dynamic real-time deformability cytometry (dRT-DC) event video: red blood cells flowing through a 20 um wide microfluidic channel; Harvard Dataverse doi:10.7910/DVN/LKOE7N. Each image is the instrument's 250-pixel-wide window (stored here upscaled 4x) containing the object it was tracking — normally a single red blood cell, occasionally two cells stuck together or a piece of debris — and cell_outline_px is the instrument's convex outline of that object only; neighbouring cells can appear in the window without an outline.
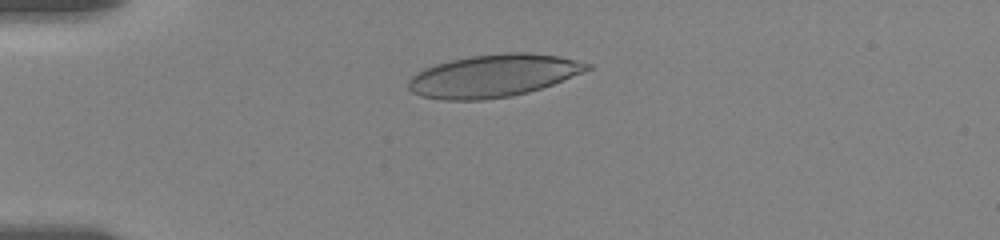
{"species": "human", "species_latin": "Homo sapiens", "temperature_condition": "room temperature", "stored_images_in_passage": 37, "camera_frame_rate_fps": 3000, "um_per_image_px": 0.085, "donor": {"sex": "female"}, "frame": {"image": 1, "passage_image": 16, "time_ms": 3.667, "image_size_px": [1000, 240], "cell_outline_px": [[592, 68], [552, 84], [528, 92], [512, 96], [484, 100], [444, 100], [420, 96], [412, 92], [408, 88], [408, 80], [412, 76], [424, 68], [436, 64], [452, 60], [472, 56], [508, 52], [524, 52], [560, 56], [592, 64]], "centroid_in_image_um": [41.92, 6.44], "position_along_channel_um": 43.1, "area_um2": 44.1}}
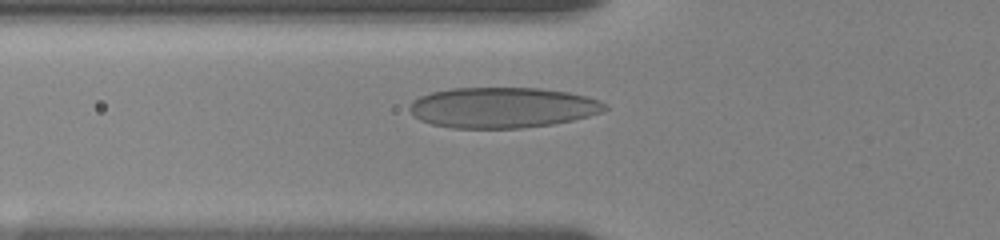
{"frame": {"image": 2, "passage_image": 30, "time_ms": 5.667, "image_size_px": [1000, 240], "cell_outline_px": [[608, 108], [600, 112], [588, 116], [572, 120], [552, 124], [520, 128], [452, 128], [432, 124], [420, 120], [412, 116], [408, 108], [412, 100], [420, 96], [432, 92], [452, 88], [540, 88], [568, 92], [588, 96], [600, 100]], "centroid_in_image_um": [42.68, 9.14], "position_along_channel_um": 83.1, "area_um2": 46.3}}